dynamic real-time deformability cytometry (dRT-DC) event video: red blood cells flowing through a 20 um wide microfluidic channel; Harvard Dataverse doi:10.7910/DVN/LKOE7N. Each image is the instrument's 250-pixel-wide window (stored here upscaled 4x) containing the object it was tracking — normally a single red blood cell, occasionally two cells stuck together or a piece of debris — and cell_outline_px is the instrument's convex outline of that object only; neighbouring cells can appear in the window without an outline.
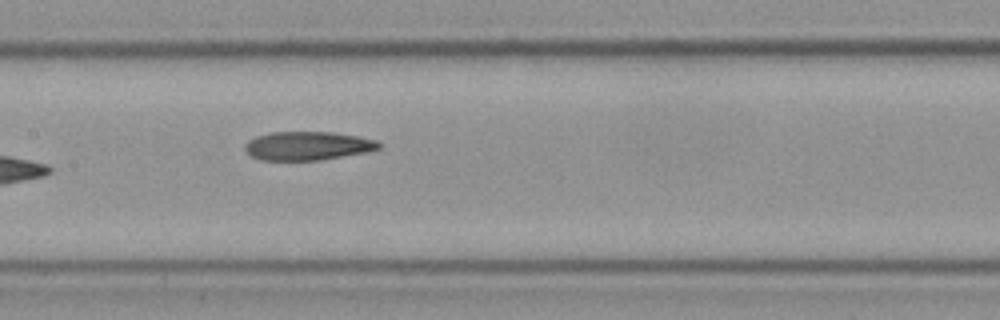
{"species": "Egyptian fruit bat (a non-hibernating species)", "species_latin": "Rousettus aegyptiacus", "temperature_condition": "cold", "stored_images_in_passage": 8, "camera_frame_rate_fps": 3000, "um_per_image_px": 0.085, "frame": {"image": 1, "passage_image": 8, "time_ms": 2.333, "image_size_px": [1000, 320], "cell_outline_px": [[384, 144], [380, 148], [368, 152], [320, 160], [260, 160], [252, 156], [244, 148], [244, 144], [248, 140], [256, 136], [272, 132], [332, 132], [356, 136], [376, 140]], "centroid_in_image_um": [26.17, 12.4], "position_along_channel_um": 181.2, "area_um2": 22.43}}